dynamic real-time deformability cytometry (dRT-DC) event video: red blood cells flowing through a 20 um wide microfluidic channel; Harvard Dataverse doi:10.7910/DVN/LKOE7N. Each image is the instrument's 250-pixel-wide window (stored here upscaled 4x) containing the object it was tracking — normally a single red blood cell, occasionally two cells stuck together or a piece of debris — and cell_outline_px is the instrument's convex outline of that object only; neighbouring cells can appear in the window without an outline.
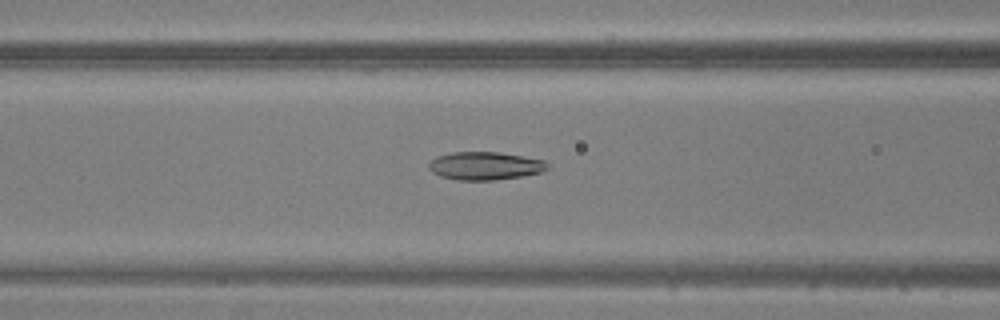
{"species": "common noctule bat (a hibernating species)", "species_latin": "Nyctalus noctula", "temperature_condition": "warm", "stored_images_in_passage": 50, "camera_frame_rate_fps": 3000, "um_per_image_px": 0.085, "animal": {"sex": "male", "body_mass_g": 20.5, "forearm_length_mm": 52.5}, "frame": {"image": 1, "passage_image": 20, "time_ms": 6.333, "image_size_px": [1000, 320], "cell_outline_px": [[548, 168], [540, 172], [524, 176], [492, 180], [456, 180], [440, 176], [432, 172], [428, 168], [428, 164], [436, 156], [452, 152], [496, 152], [544, 160], [548, 164]], "centroid_in_image_um": [41.19, 14.1], "position_along_channel_um": 125.4, "area_um2": 19.31}}
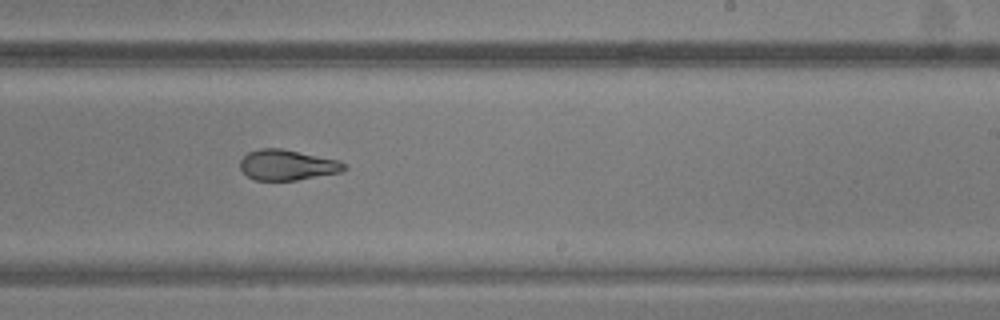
{"frame": {"image": 2, "passage_image": 30, "time_ms": 9.667, "image_size_px": [1000, 320], "cell_outline_px": [[348, 168], [340, 172], [296, 180], [256, 180], [248, 176], [240, 168], [240, 160], [248, 152], [260, 148], [280, 148], [340, 160], [348, 164]], "centroid_in_image_um": [24.45, 14.01], "position_along_channel_um": 264.6, "area_um2": 18.5}}
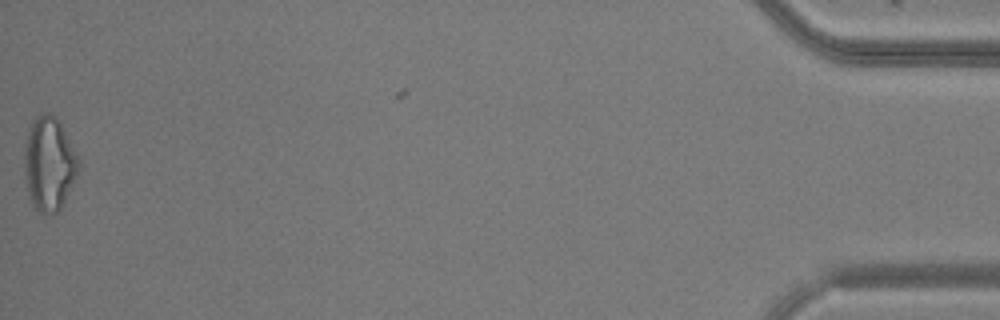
{"frame": {"image": 3, "passage_image": 49, "time_ms": 16.0, "image_size_px": [1000, 320], "cell_outline_px": [[80, 168], [60, 208], [52, 216], [44, 216], [32, 204], [28, 192], [24, 172], [24, 148], [28, 132], [32, 120], [40, 112], [48, 112], [56, 116], [80, 160]], "centroid_in_image_um": [4.16, 13.91], "position_along_channel_um": 431.0, "area_um2": 29.71}}